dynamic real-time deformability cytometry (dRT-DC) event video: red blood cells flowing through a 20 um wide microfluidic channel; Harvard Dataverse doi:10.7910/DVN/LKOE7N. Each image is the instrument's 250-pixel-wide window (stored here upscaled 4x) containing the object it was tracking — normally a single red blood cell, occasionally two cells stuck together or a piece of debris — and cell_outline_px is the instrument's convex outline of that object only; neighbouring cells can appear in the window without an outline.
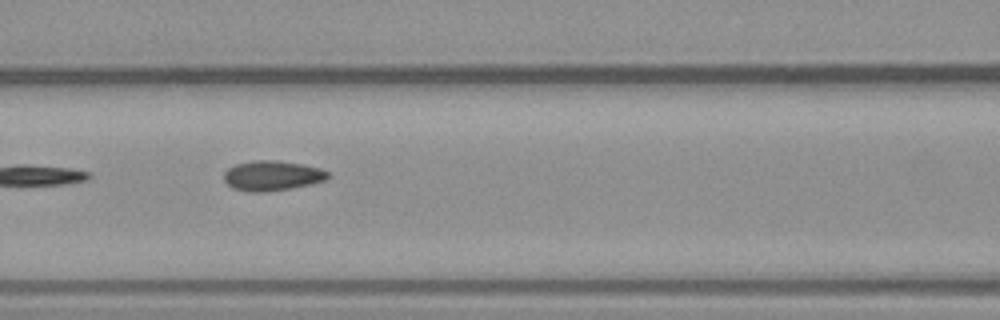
{"species": "common noctule bat (a hibernating species)", "species_latin": "Nyctalus noctula", "temperature_condition": "warm", "stored_images_in_passage": 7, "camera_frame_rate_fps": 3000, "um_per_image_px": 0.085, "animal": {"sex": "male", "body_mass_g": 23.1, "forearm_length_mm": 52.7}, "frame": {"image": 1, "passage_image": 6, "time_ms": 6.0, "image_size_px": [1000, 320], "cell_outline_px": [[332, 176], [324, 180], [292, 188], [264, 192], [252, 192], [232, 188], [224, 180], [224, 172], [228, 168], [236, 164], [252, 160], [276, 160], [304, 164], [320, 168], [328, 172]], "centroid_in_image_um": [23.13, 14.92], "position_along_channel_um": 143.5, "area_um2": 18.21}}